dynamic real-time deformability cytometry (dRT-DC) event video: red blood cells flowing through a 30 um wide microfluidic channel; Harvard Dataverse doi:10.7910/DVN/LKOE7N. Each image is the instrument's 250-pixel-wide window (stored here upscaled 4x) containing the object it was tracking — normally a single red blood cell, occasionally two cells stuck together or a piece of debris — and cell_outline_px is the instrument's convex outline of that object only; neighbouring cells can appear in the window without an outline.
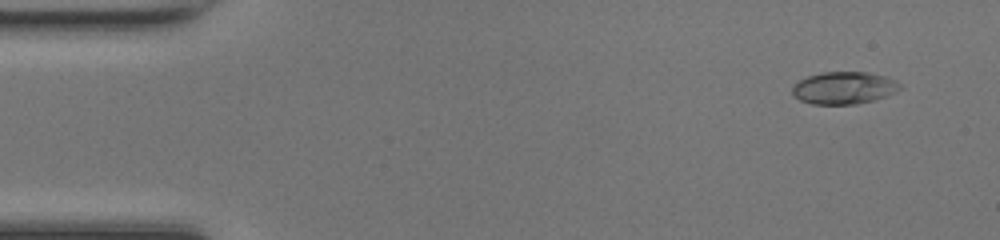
{"species": "common noctule bat (a hibernating species)", "species_latin": "Nyctalus noctula", "temperature_condition": "room temperature", "stored_images_in_passage": 49, "camera_frame_rate_fps": 3000, "um_per_image_px": 0.085, "animal": {"sex": "female", "body_mass_g": 17.0, "forearm_length_mm": 48.0}, "frame": {"image": 1, "passage_image": 4, "time_ms": 1.0, "image_size_px": [1000, 240], "cell_outline_px": [[904, 88], [896, 92], [872, 100], [856, 104], [812, 104], [800, 100], [792, 92], [792, 88], [800, 80], [808, 76], [824, 72], [868, 72], [884, 76], [896, 80]], "centroid_in_image_um": [71.77, 7.47], "position_along_channel_um": 13.2, "area_um2": 20.11}}
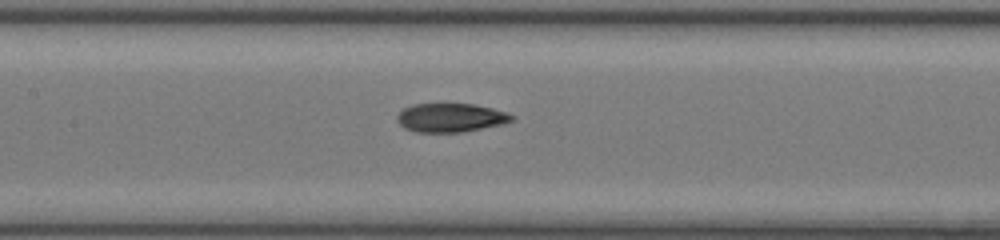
{"frame": {"image": 2, "passage_image": 23, "time_ms": 7.333, "image_size_px": [1000, 240], "cell_outline_px": [[516, 116], [512, 120], [500, 124], [460, 132], [416, 132], [404, 128], [396, 120], [396, 116], [404, 108], [412, 104], [472, 104], [492, 108]], "centroid_in_image_um": [38.25, 10.0], "position_along_channel_um": 169.2, "area_um2": 18.96}}
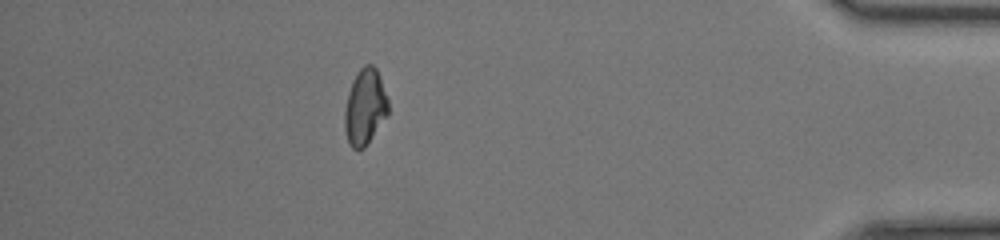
{"frame": {"image": 3, "passage_image": 43, "time_ms": 14.0, "image_size_px": [1000, 240], "cell_outline_px": [[388, 116], [364, 148], [352, 148], [348, 144], [344, 128], [344, 112], [348, 92], [352, 80], [360, 68], [364, 64], [372, 64], [376, 68], [388, 100]], "centroid_in_image_um": [31.01, 9.1], "position_along_channel_um": 404.2, "area_um2": 19.36}, "authors_computed_cell_mechanics": {"area_um2": 19.7098, "velocity_mm_per_s": 4.3069, "shape_relaxation_time_tau1_ms": 5.6613, "shape_relaxation_time_tau2_ms": 2.6226, "deformation_change_tau1": 0.178, "deformation_change_tau2": 0.0713}}